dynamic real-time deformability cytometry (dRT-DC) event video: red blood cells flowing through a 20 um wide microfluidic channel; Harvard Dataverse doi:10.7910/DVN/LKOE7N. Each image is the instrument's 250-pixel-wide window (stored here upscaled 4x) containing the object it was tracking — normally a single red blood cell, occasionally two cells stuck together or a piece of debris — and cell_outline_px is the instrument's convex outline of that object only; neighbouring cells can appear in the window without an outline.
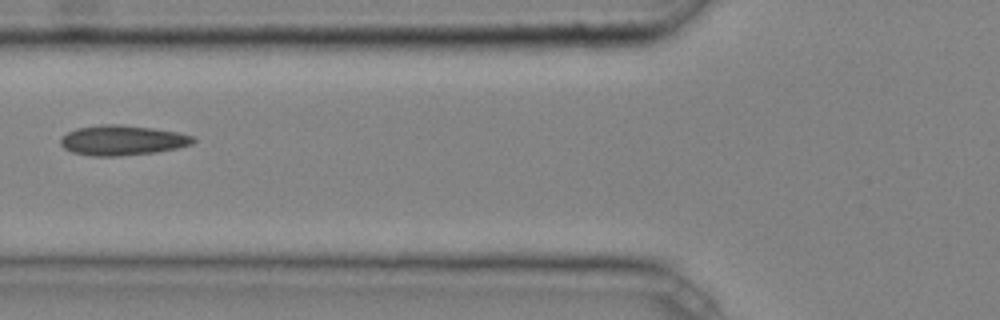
{"species": "common noctule bat (a hibernating species)", "species_latin": "Nyctalus noctula", "temperature_condition": "cold", "stored_images_in_passage": 3, "camera_frame_rate_fps": 3000, "um_per_image_px": 0.085, "animal": {"sex": "male", "body_mass_g": 20.4}, "frame": {"image": 1, "passage_image": 2, "time_ms": 0.333, "image_size_px": [1000, 320], "cell_outline_px": [[196, 140], [192, 144], [180, 148], [156, 152], [120, 156], [88, 156], [72, 152], [64, 148], [60, 144], [60, 140], [68, 132], [76, 128], [104, 124], [116, 124], [152, 128], [176, 132], [192, 136]], "centroid_in_image_um": [10.39, 11.93], "position_along_channel_um": 115.4, "area_um2": 23.18}}
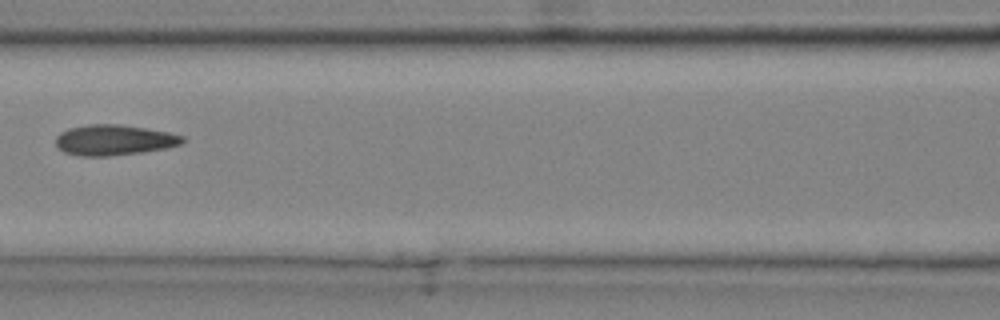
{"frame": {"image": 2, "passage_image": 3, "time_ms": 0.667, "image_size_px": [1000, 320], "cell_outline_px": [[184, 140], [180, 144], [168, 148], [140, 152], [108, 156], [80, 156], [64, 152], [56, 148], [56, 136], [60, 132], [68, 128], [88, 124], [120, 124], [168, 132], [184, 136]], "centroid_in_image_um": [9.65, 11.9], "position_along_channel_um": 156.9, "area_um2": 22.6}}